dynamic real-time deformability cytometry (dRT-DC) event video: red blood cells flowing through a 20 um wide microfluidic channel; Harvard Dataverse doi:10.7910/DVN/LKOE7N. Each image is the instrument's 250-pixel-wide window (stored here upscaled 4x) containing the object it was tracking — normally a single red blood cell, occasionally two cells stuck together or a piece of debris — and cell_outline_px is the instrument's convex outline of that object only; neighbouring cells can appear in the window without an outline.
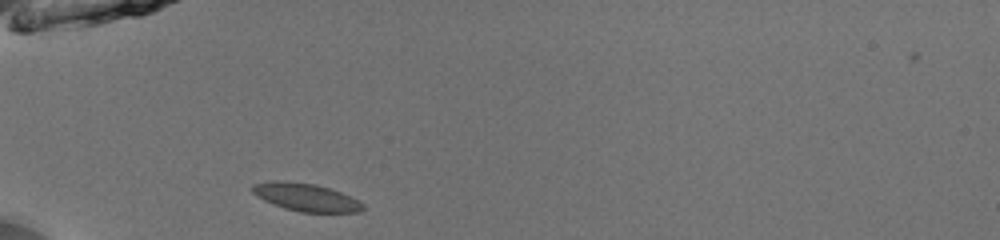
{"species": "common noctule bat (a hibernating species)", "species_latin": "Nyctalus noctula", "temperature_condition": "room temperature", "stored_images_in_passage": 35, "camera_frame_rate_fps": 3000, "um_per_image_px": 0.085, "animal": {"sex": "male", "body_mass_g": 13.0, "forearm_length_mm": 53.1}, "frame": {"image": 1, "passage_image": 1, "time_ms": 0.0, "image_size_px": [1000, 240], "cell_outline_px": [[364, 208], [360, 212], [300, 212], [284, 208], [264, 200], [256, 196], [248, 188], [252, 184], [272, 180], [284, 180], [316, 184], [352, 196], [360, 200], [364, 204]], "centroid_in_image_um": [25.98, 16.75], "position_along_channel_um": 59.0, "area_um2": 18.21}}
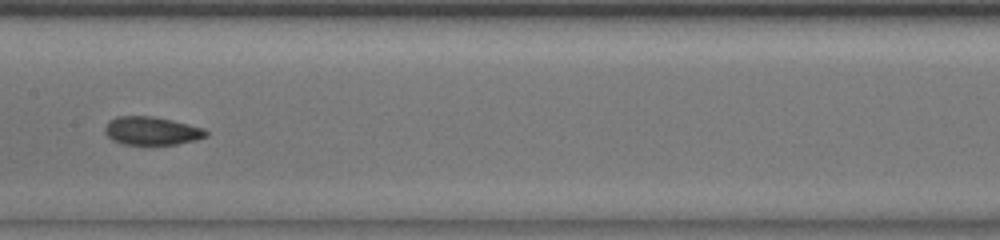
{"frame": {"image": 2, "passage_image": 12, "time_ms": 3.667, "image_size_px": [1000, 240], "cell_outline_px": [[208, 136], [196, 140], [176, 144], [120, 144], [112, 140], [104, 132], [104, 128], [108, 120], [116, 116], [152, 116], [172, 120], [204, 128], [208, 132]], "centroid_in_image_um": [12.87, 11.11], "position_along_channel_um": 194.5, "area_um2": 16.76}}
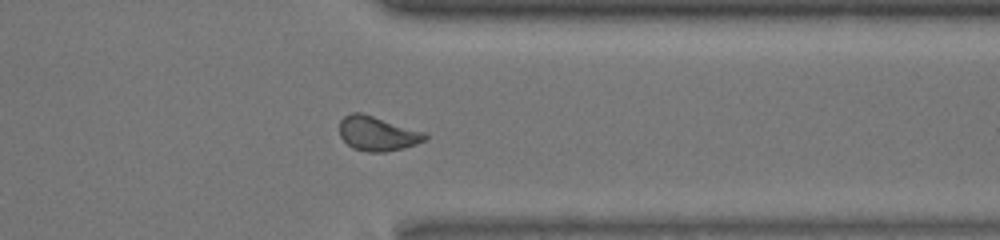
{"frame": {"image": 3, "passage_image": 26, "time_ms": 8.333, "image_size_px": [1000, 240], "cell_outline_px": [[428, 136], [424, 140], [416, 144], [404, 148], [384, 152], [368, 152], [352, 148], [340, 136], [340, 120], [344, 116], [352, 112], [360, 112], [424, 132]], "centroid_in_image_um": [32.05, 11.36], "position_along_channel_um": 379.3, "area_um2": 16.99}, "authors_computed_cell_mechanics": {"area_um2": 16.7042, "velocity_mm_per_s": 3.9729, "shape_relaxation_time_tau1_ms": null, "shape_relaxation_time_tau2_ms": 2.1052, "deformation_change_tau1": null, "deformation_change_tau2": 0.0674}}